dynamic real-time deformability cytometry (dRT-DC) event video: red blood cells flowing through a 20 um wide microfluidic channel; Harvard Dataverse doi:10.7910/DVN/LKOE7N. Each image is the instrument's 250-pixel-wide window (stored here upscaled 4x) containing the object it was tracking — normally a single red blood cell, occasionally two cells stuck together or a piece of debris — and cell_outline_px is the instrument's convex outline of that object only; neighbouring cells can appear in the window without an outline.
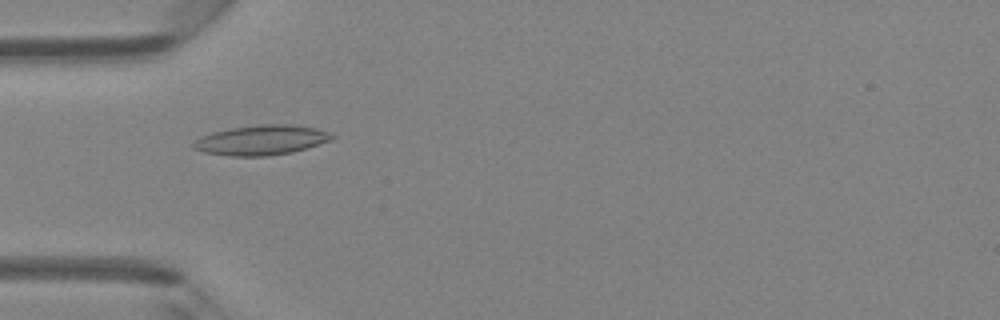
{"species": "Egyptian fruit bat (a non-hibernating species)", "species_latin": "Rousettus aegyptiacus", "temperature_condition": "room temperature", "stored_images_in_passage": 47, "camera_frame_rate_fps": 3000, "um_per_image_px": 0.085, "animal": {"sex": "female"}, "frame": {"image": 1, "passage_image": 15, "time_ms": 4.667, "image_size_px": [1000, 320], "cell_outline_px": [[336, 136], [328, 140], [292, 152], [268, 156], [228, 156], [204, 152], [192, 148], [192, 144], [200, 136], [212, 132], [232, 128], [260, 124], [288, 124], [316, 128], [332, 132]], "centroid_in_image_um": [22.18, 11.9], "position_along_channel_um": 62.8, "area_um2": 23.99}}
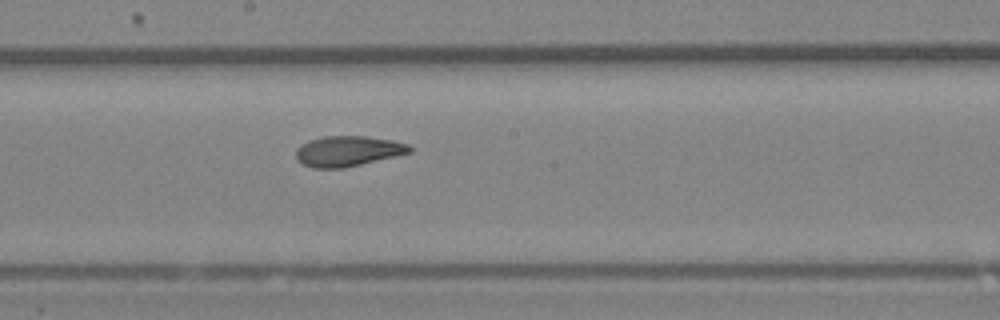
{"frame": {"image": 2, "passage_image": 26, "time_ms": 8.333, "image_size_px": [1000, 320], "cell_outline_px": [[412, 152], [344, 168], [312, 168], [296, 160], [296, 148], [300, 144], [308, 140], [324, 136], [364, 136], [392, 140], [408, 144], [412, 148]], "centroid_in_image_um": [29.53, 12.84], "position_along_channel_um": 218.7, "area_um2": 20.17}}
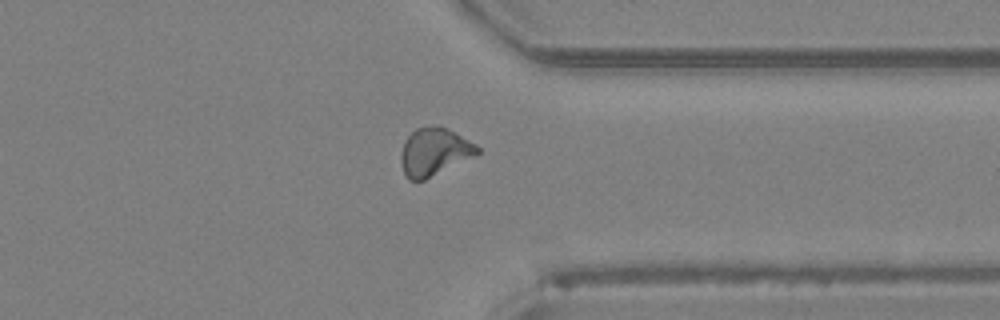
{"frame": {"image": 3, "passage_image": 37, "time_ms": 12.0, "image_size_px": [1000, 320], "cell_outline_px": [[480, 152], [424, 180], [408, 180], [404, 172], [400, 160], [400, 152], [404, 140], [416, 128], [444, 128], [476, 144], [480, 148]], "centroid_in_image_um": [36.85, 12.93], "position_along_channel_um": 374.5, "area_um2": 20.46}, "authors_computed_cell_mechanics": {"area_um2": 20.6924, "velocity_mm_per_s": 4.3066, "shape_relaxation_time_tau1_ms": 8.1649, "shape_relaxation_time_tau2_ms": 2.9273, "deformation_change_tau1": 0.1997, "deformation_change_tau2": 0.0907}}